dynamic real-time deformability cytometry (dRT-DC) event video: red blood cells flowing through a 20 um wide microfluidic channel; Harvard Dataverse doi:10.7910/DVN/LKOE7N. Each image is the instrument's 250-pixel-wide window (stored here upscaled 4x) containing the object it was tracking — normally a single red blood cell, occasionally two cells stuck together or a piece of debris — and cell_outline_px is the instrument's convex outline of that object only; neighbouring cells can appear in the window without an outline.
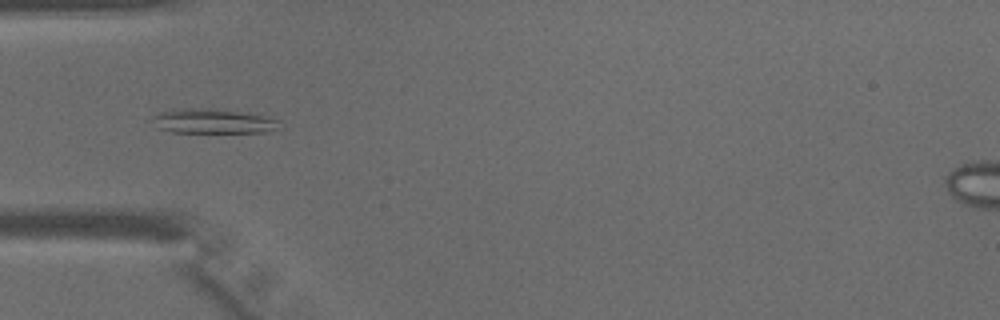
{"species": "common noctule bat (a hibernating species)", "species_latin": "Nyctalus noctula", "temperature_condition": "warm", "stored_images_in_passage": 34, "camera_frame_rate_fps": 3000, "um_per_image_px": 0.085, "animal": {"sex": "male", "body_mass_g": 15.6}, "frame": {"image": 1, "passage_image": 3, "time_ms": 0.667, "image_size_px": [1000, 320], "cell_outline_px": [[284, 128], [268, 132], [172, 132], [160, 128], [152, 116], [160, 112], [180, 108], [208, 108], [252, 112], [280, 120]], "centroid_in_image_um": [18.28, 10.29], "position_along_channel_um": 66.7, "area_um2": 18.55}}
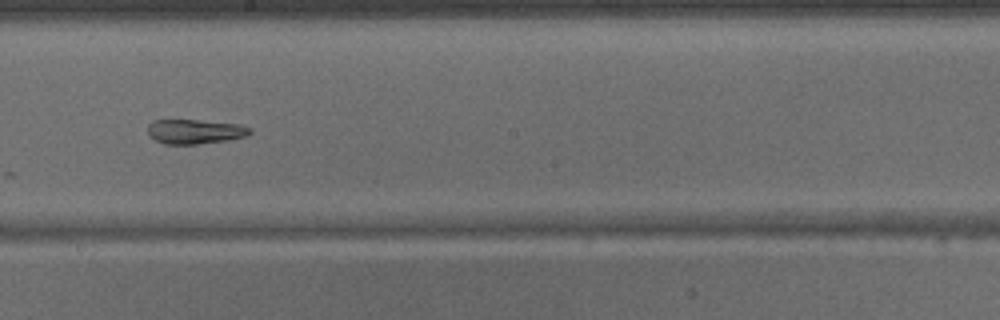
{"frame": {"image": 2, "passage_image": 14, "time_ms": 4.333, "image_size_px": [1000, 320], "cell_outline_px": [[252, 132], [248, 136], [224, 140], [196, 144], [164, 144], [148, 136], [148, 124], [152, 120], [196, 120], [240, 124], [252, 128]], "centroid_in_image_um": [16.56, 11.17], "position_along_channel_um": 231.6, "area_um2": 14.62}}
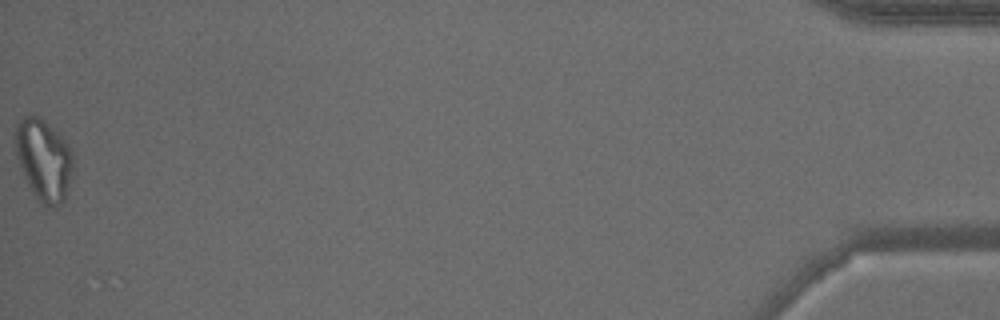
{"frame": {"image": 3, "passage_image": 34, "time_ms": 11.0, "image_size_px": [1000, 320], "cell_outline_px": [[72, 168], [64, 200], [56, 208], [48, 208], [36, 196], [28, 184], [20, 168], [16, 152], [16, 120], [28, 112], [32, 112], [40, 116], [60, 136], [72, 152]], "centroid_in_image_um": [3.68, 13.53], "position_along_channel_um": 431.5, "area_um2": 27.17}}